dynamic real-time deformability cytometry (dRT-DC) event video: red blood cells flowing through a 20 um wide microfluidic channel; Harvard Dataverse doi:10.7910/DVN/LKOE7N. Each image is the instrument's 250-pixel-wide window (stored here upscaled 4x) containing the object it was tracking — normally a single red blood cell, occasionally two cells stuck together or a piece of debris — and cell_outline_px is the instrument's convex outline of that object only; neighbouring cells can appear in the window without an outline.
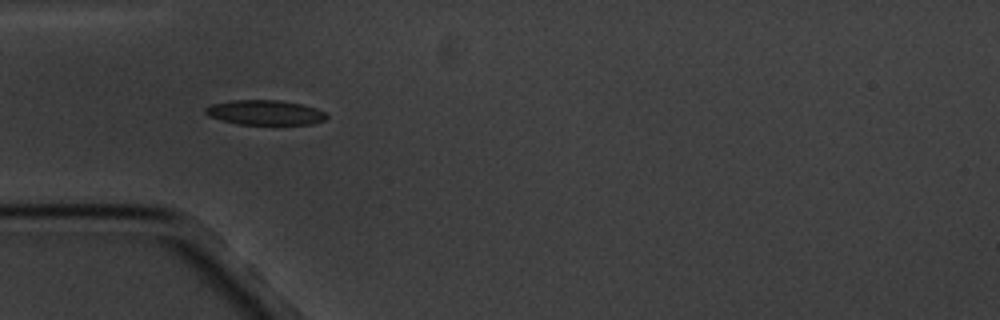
{"species": "common noctule bat (a hibernating species)", "species_latin": "Nyctalus noctula", "temperature_condition": "cold", "stored_images_in_passage": 8, "camera_frame_rate_fps": 3000, "um_per_image_px": 0.085, "animal": {"sex": "male", "body_mass_g": 20.1, "forearm_length_mm": 53.5}, "frame": {"image": 1, "passage_image": 6, "time_ms": 5.667, "image_size_px": [1000, 320], "cell_outline_px": [[328, 116], [324, 120], [312, 124], [236, 124], [220, 120], [208, 116], [204, 112], [204, 108], [212, 104], [228, 100], [280, 100], [300, 104], [316, 108], [324, 112]], "centroid_in_image_um": [22.48, 9.56], "position_along_channel_um": 62.5, "area_um2": 17.57}}
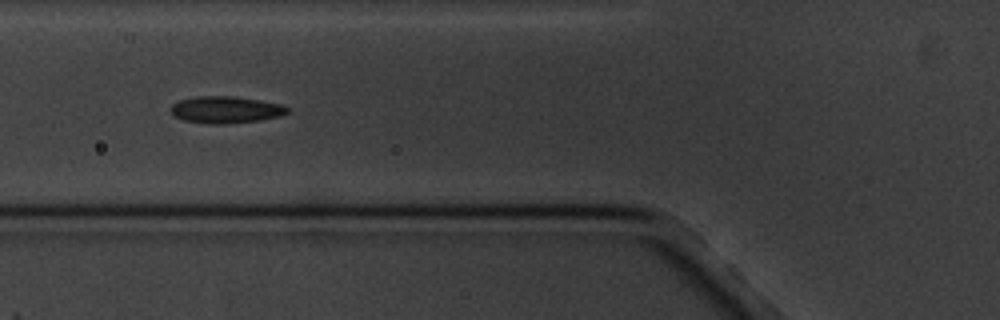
{"frame": {"image": 2, "passage_image": 7, "time_ms": 7.0, "image_size_px": [1000, 320], "cell_outline_px": [[288, 112], [280, 116], [260, 120], [224, 124], [208, 124], [184, 120], [172, 116], [168, 108], [172, 104], [180, 100], [196, 96], [232, 96], [260, 100], [284, 104], [288, 108]], "centroid_in_image_um": [19.15, 9.32], "position_along_channel_um": 106.6, "area_um2": 18.5}}
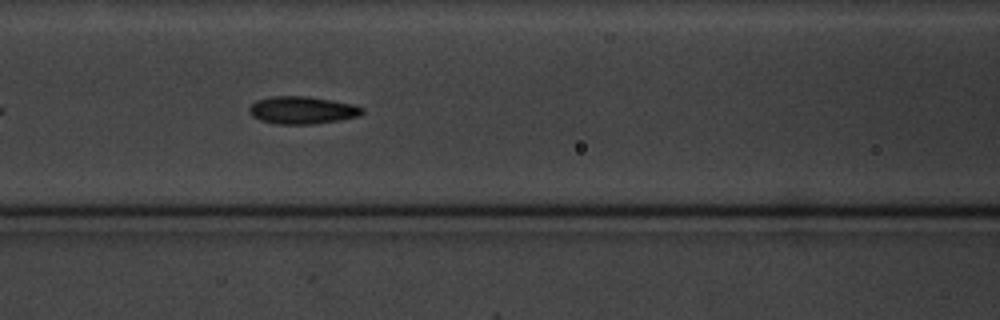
{"frame": {"image": 3, "passage_image": 8, "time_ms": 8.0, "image_size_px": [1000, 320], "cell_outline_px": [[364, 112], [360, 116], [340, 120], [312, 124], [276, 124], [260, 120], [252, 116], [248, 112], [248, 108], [256, 100], [272, 96], [308, 96], [332, 100], [352, 104], [364, 108]], "centroid_in_image_um": [25.68, 9.36], "position_along_channel_um": 140.9, "area_um2": 18.26}}